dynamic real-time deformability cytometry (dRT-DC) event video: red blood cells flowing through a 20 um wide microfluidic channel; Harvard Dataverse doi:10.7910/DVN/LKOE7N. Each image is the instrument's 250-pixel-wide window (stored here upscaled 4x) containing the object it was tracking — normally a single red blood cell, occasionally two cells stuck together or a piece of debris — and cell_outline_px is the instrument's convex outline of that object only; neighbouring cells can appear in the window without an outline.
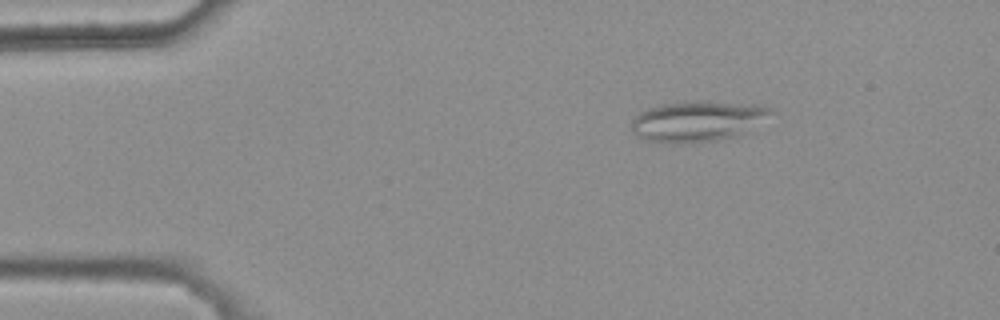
{"species": "common noctule bat (a hibernating species)", "species_latin": "Nyctalus noctula", "temperature_condition": "warm", "stored_images_in_passage": 3, "camera_frame_rate_fps": 3000, "um_per_image_px": 0.085, "animal": {"sex": "female", "body_mass_g": 25.1}, "frame": {"image": 1, "passage_image": 1, "time_ms": 0.0, "image_size_px": [1000, 320], "cell_outline_px": [[772, 112], [752, 132], [740, 136], [716, 140], [644, 140], [636, 136], [632, 132], [632, 120], [640, 112], [664, 104], [696, 100], [708, 100], [764, 104]], "centroid_in_image_um": [59.42, 10.24], "position_along_channel_um": 25.6, "area_um2": 32.66}}